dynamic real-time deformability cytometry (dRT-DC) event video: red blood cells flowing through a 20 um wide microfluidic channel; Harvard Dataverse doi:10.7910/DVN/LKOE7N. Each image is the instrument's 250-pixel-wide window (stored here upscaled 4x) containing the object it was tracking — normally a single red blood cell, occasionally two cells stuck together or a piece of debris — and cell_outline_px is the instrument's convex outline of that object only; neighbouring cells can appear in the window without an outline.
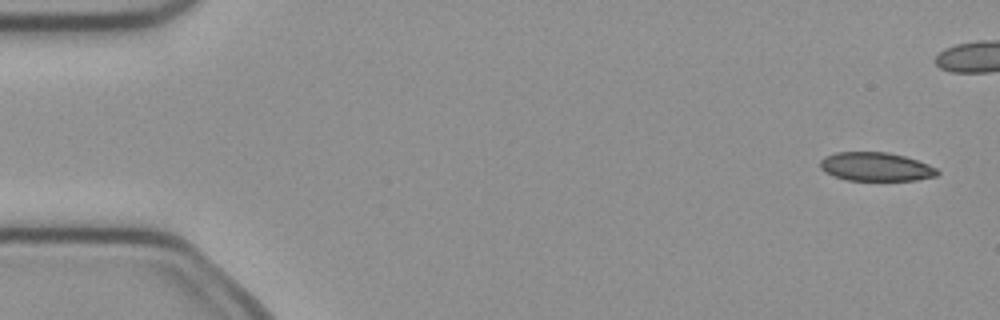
{"species": "common noctule bat (a hibernating species)", "species_latin": "Nyctalus noctula", "temperature_condition": "cold", "stored_images_in_passage": 5, "camera_frame_rate_fps": 3000, "um_per_image_px": 0.085, "animal": {"sex": "female", "body_mass_g": 21.9}, "frame": {"image": 1, "passage_image": 1, "time_ms": 0.0, "image_size_px": [1000, 320], "cell_outline_px": [[940, 172], [936, 176], [916, 180], [848, 180], [832, 176], [824, 172], [820, 168], [820, 160], [824, 156], [836, 152], [888, 152], [904, 156], [928, 164], [936, 168]], "centroid_in_image_um": [74.41, 14.17], "position_along_channel_um": 10.6, "area_um2": 19.65}}
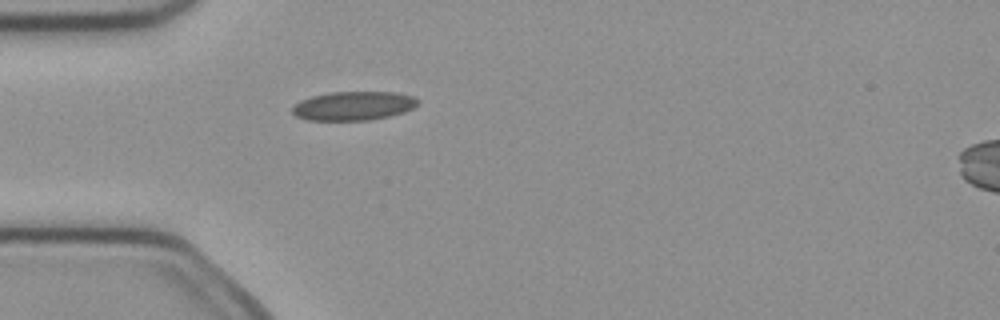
{"frame": {"image": 2, "passage_image": 5, "time_ms": 1.333, "image_size_px": [1000, 320], "cell_outline_px": [[420, 100], [412, 108], [404, 112], [388, 116], [368, 120], [304, 120], [296, 116], [292, 112], [292, 108], [300, 100], [312, 96], [328, 92], [396, 92], [412, 96]], "centroid_in_image_um": [30.02, 8.99], "position_along_channel_um": 55.0, "area_um2": 21.1}}